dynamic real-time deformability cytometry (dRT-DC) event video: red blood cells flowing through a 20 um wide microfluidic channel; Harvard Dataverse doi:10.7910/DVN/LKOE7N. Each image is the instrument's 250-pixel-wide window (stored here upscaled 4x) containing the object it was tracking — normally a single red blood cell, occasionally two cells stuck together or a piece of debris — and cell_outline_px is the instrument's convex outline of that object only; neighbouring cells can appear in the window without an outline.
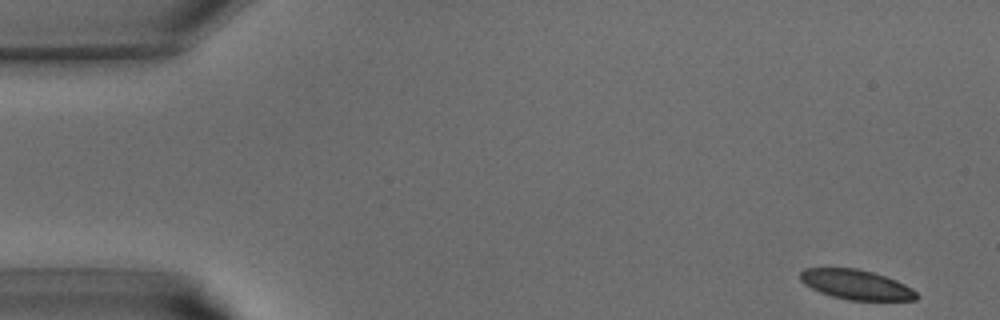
{"species": "common noctule bat (a hibernating species)", "species_latin": "Nyctalus noctula", "temperature_condition": "warm", "stored_images_in_passage": 39, "camera_frame_rate_fps": 3000, "um_per_image_px": 0.085, "animal": {"sex": "male", "body_mass_g": 15.6}, "frame": {"image": 1, "passage_image": 1, "time_ms": 0.0, "image_size_px": [1000, 320], "cell_outline_px": [[920, 296], [916, 300], [848, 300], [832, 296], [820, 292], [804, 284], [800, 280], [800, 272], [804, 268], [856, 268], [872, 272], [896, 280], [912, 288]], "centroid_in_image_um": [72.77, 24.19], "position_along_channel_um": 12.2, "area_um2": 20.11}}
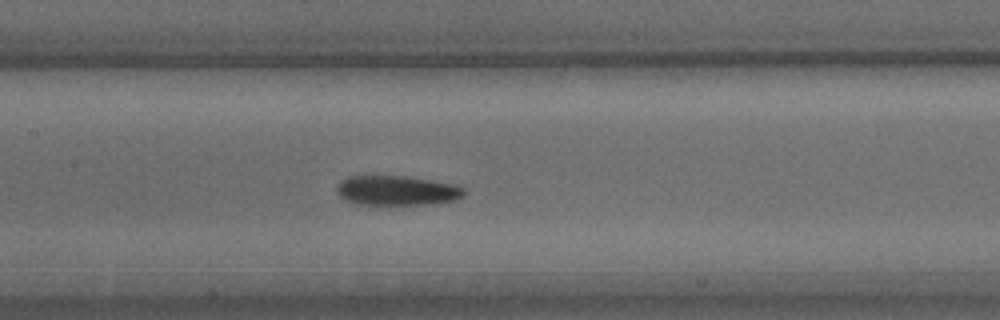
{"frame": {"image": 2, "passage_image": 18, "time_ms": 5.667, "image_size_px": [1000, 320], "cell_outline_px": [[464, 196], [456, 200], [432, 204], [360, 204], [344, 200], [340, 196], [336, 188], [340, 180], [348, 176], [408, 176], [456, 184], [464, 188]], "centroid_in_image_um": [33.76, 16.18], "position_along_channel_um": 173.6, "area_um2": 22.14}}
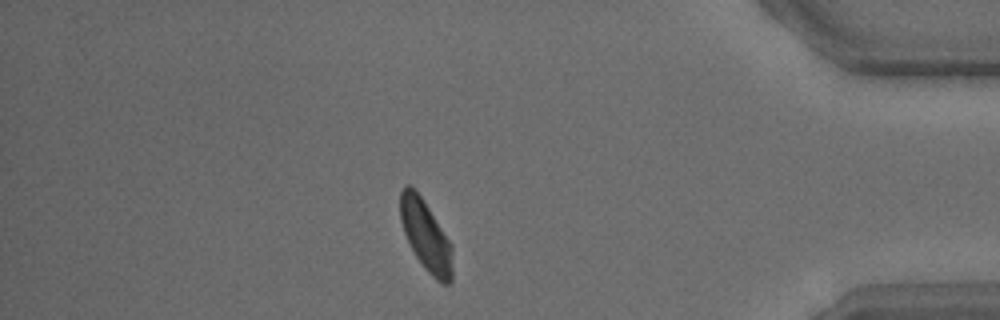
{"frame": {"image": 3, "passage_image": 34, "time_ms": 11.0, "image_size_px": [1000, 320], "cell_outline_px": [[452, 280], [448, 284], [440, 284], [424, 268], [416, 256], [404, 232], [400, 220], [400, 192], [404, 184], [408, 184], [420, 196], [452, 244]], "centroid_in_image_um": [36.2, 20.06], "position_along_channel_um": 399.0, "area_um2": 21.21}}